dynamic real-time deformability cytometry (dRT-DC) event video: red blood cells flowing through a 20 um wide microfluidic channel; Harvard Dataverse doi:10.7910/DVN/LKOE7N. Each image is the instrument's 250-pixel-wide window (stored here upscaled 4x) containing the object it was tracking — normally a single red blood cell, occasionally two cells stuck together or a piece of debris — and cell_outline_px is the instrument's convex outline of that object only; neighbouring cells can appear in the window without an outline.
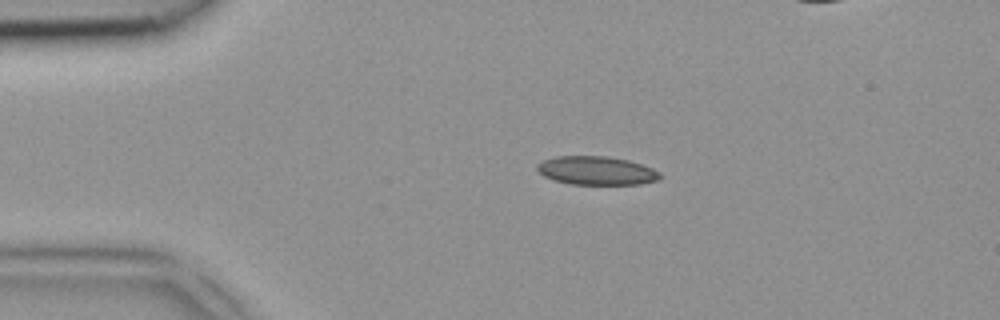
{"species": "common noctule bat (a hibernating species)", "species_latin": "Nyctalus noctula", "temperature_condition": "room temperature", "stored_images_in_passage": 3, "segment_of_instrument_passage": [1, 2], "camera_frame_rate_fps": 3000, "um_per_image_px": 0.085, "animal": {"sex": "female", "body_mass_g": 18.4}, "frame": {"image": 1, "passage_image": 1, "time_ms": 0.0, "image_size_px": [1000, 320], "cell_outline_px": [[664, 176], [660, 180], [640, 184], [572, 184], [556, 180], [544, 176], [536, 168], [536, 164], [544, 160], [556, 156], [604, 156], [628, 160], [652, 168], [660, 172]], "centroid_in_image_um": [50.74, 14.5], "position_along_channel_um": 34.3, "area_um2": 20.4}}